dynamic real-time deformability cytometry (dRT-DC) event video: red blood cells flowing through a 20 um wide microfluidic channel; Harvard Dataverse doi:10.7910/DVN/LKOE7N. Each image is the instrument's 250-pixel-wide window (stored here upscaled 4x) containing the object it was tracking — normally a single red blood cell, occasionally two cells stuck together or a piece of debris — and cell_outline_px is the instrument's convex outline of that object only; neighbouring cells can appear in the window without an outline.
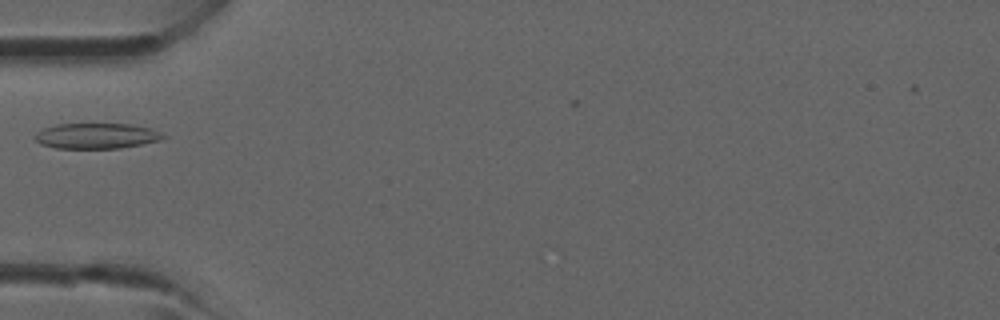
{"species": "common noctule bat (a hibernating species)", "species_latin": "Nyctalus noctula", "temperature_condition": "room temperature", "stored_images_in_passage": 3, "camera_frame_rate_fps": 3000, "um_per_image_px": 0.085, "animal": {"sex": "male", "forearm_length_mm": 52.5}, "frame": {"image": 1, "passage_image": 3, "time_ms": 2.333, "image_size_px": [1000, 320], "cell_outline_px": [[168, 136], [160, 140], [120, 148], [56, 148], [40, 144], [36, 140], [36, 132], [44, 128], [56, 124], [128, 124], [152, 128]], "centroid_in_image_um": [8.21, 11.55], "position_along_channel_um": 76.8, "area_um2": 18.96}}